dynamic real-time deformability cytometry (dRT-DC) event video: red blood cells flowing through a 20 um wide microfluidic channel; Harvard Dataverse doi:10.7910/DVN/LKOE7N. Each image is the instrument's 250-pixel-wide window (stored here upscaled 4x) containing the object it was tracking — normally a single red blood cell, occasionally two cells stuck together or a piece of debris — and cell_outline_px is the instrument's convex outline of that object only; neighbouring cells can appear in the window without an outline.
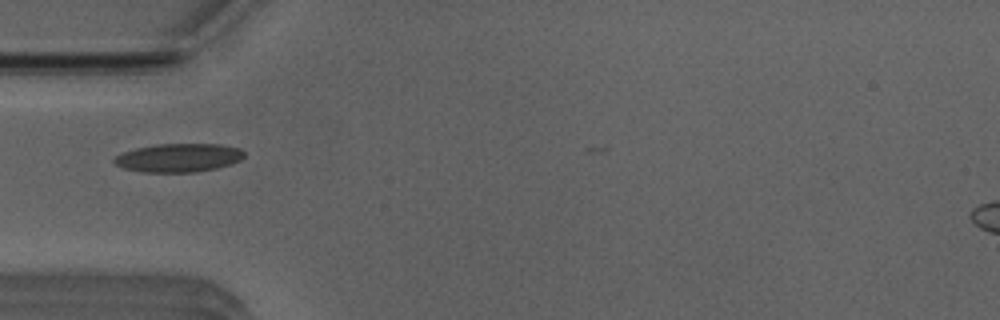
{"species": "Egyptian fruit bat (a non-hibernating species)", "species_latin": "Rousettus aegyptiacus", "temperature_condition": "room temperature", "stored_images_in_passage": 15, "camera_frame_rate_fps": 3000, "um_per_image_px": 0.085, "animal": {"sex": "male"}, "frame": {"image": 1, "passage_image": 1, "time_ms": 0.0, "image_size_px": [1000, 320], "cell_outline_px": [[244, 156], [240, 160], [216, 168], [196, 172], [144, 172], [124, 168], [116, 164], [112, 160], [116, 156], [124, 152], [136, 148], [156, 144], [220, 144], [240, 148], [244, 152]], "centroid_in_image_um": [15.18, 13.4], "position_along_channel_um": 69.8, "area_um2": 21.44}}
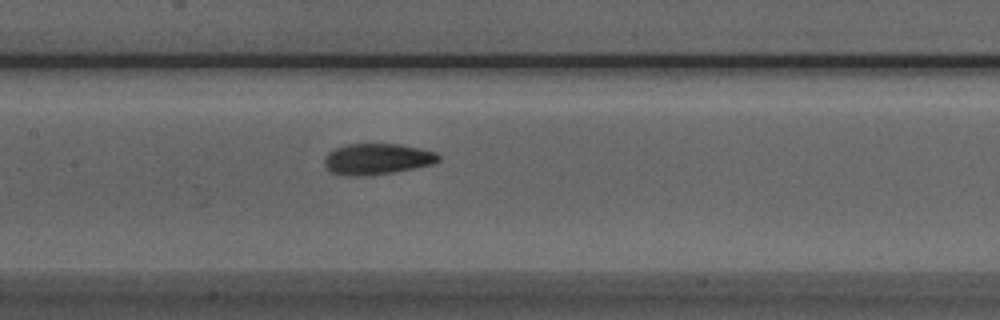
{"frame": {"image": 2, "passage_image": 9, "time_ms": 2.667, "image_size_px": [1000, 320], "cell_outline_px": [[440, 160], [432, 164], [392, 172], [368, 176], [344, 176], [332, 172], [324, 164], [324, 156], [328, 152], [336, 148], [348, 144], [400, 144], [420, 148], [436, 152], [440, 156]], "centroid_in_image_um": [32.04, 13.51], "position_along_channel_um": 175.4, "area_um2": 20.63}}
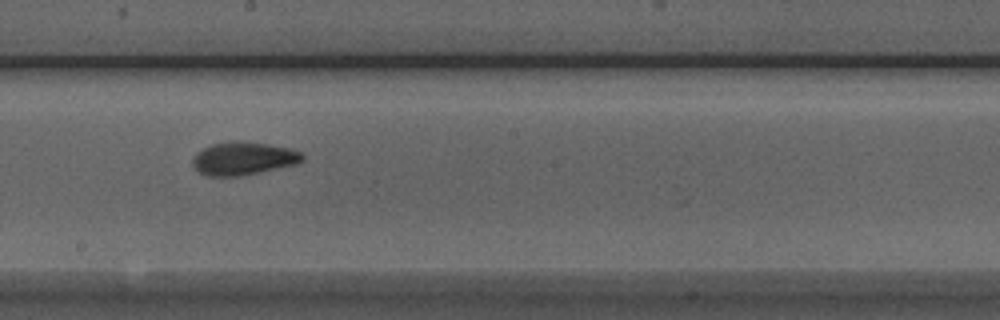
{"frame": {"image": 3, "passage_image": 13, "time_ms": 4.0, "image_size_px": [1000, 320], "cell_outline_px": [[304, 160], [296, 164], [240, 176], [208, 176], [200, 172], [192, 164], [192, 160], [196, 152], [212, 144], [232, 140], [240, 140], [288, 148], [300, 152], [304, 156]], "centroid_in_image_um": [20.66, 13.46], "position_along_channel_um": 227.5, "area_um2": 20.98}}